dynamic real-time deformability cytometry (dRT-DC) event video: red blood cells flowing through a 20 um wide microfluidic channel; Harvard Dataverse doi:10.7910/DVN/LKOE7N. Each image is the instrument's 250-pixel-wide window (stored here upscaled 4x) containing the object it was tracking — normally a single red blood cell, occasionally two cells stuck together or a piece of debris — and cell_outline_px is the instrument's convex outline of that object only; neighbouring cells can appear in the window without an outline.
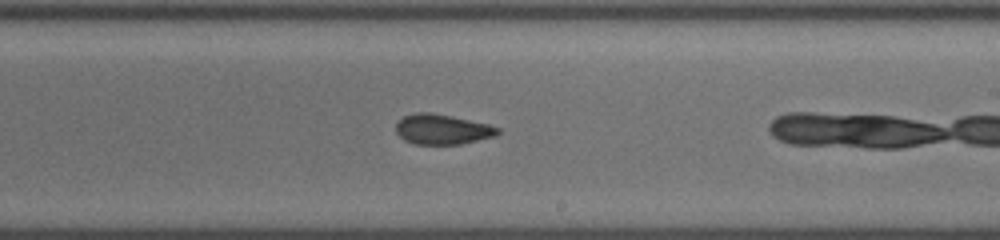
{"species": "common noctule bat (a hibernating species)", "species_latin": "Nyctalus noctula", "temperature_condition": "cold", "stored_images_in_passage": 16, "camera_frame_rate_fps": 3000, "um_per_image_px": 0.085, "animal": {"sex": "female", "body_mass_g": 19.5, "forearm_length_mm": 54.1}, "frame": {"image": 1, "passage_image": 15, "time_ms": 4.667, "image_size_px": [1000, 240], "cell_outline_px": [[500, 132], [496, 136], [460, 144], [412, 144], [404, 140], [396, 132], [396, 124], [404, 116], [416, 112], [428, 112], [452, 116], [488, 124], [500, 128]], "centroid_in_image_um": [37.59, 10.99], "position_along_channel_um": 251.4, "area_um2": 17.86}}